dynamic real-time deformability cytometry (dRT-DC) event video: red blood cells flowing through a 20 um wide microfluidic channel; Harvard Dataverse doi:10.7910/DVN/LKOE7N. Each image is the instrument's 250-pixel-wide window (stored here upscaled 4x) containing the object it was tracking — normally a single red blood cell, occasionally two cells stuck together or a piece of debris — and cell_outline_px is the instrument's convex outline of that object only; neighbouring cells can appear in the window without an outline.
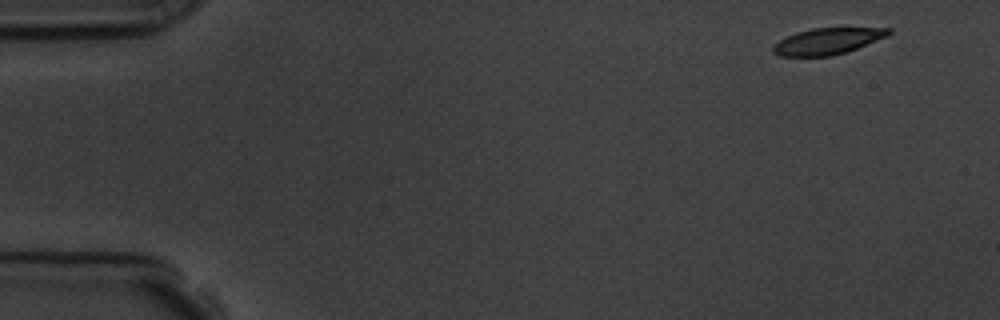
{"species": "common noctule bat (a hibernating species)", "species_latin": "Nyctalus noctula", "temperature_condition": "room temperature", "stored_images_in_passage": 9, "camera_frame_rate_fps": 3000, "um_per_image_px": 0.085, "animal": {"sex": "male", "body_mass_g": 19.5, "forearm_length_mm": 54.6}, "frame": {"image": 1, "passage_image": 1, "time_ms": 0.0, "image_size_px": [1000, 320], "cell_outline_px": [[892, 32], [888, 36], [856, 48], [832, 56], [780, 56], [772, 52], [772, 48], [780, 40], [796, 32], [812, 28], [892, 28]], "centroid_in_image_um": [70.35, 3.5], "position_along_channel_um": 14.7, "area_um2": 17.51}}